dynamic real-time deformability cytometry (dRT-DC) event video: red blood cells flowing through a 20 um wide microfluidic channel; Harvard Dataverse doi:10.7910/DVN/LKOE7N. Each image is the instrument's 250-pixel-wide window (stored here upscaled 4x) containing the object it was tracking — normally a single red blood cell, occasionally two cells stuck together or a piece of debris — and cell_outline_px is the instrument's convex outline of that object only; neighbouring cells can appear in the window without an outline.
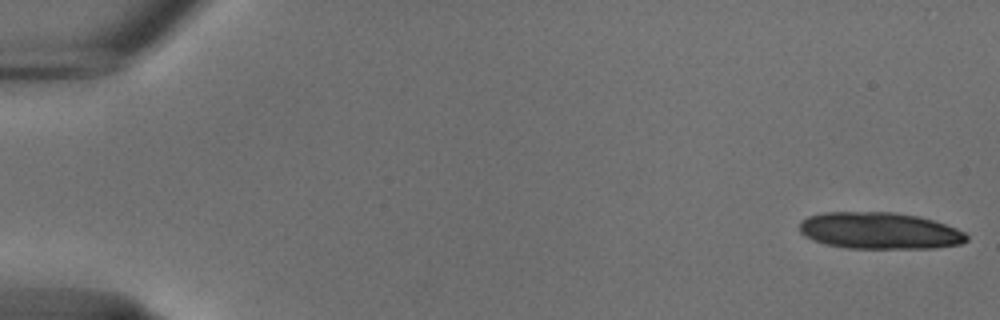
{"species": "common noctule bat (a hibernating species)", "species_latin": "Nyctalus noctula", "temperature_condition": "cold", "stored_images_in_passage": 16, "camera_frame_rate_fps": 3000, "um_per_image_px": 0.085, "animal": {"sex": "male", "body_mass_g": 18.8}, "frame": {"image": 1, "passage_image": 1, "time_ms": 0.0, "image_size_px": [1000, 320], "cell_outline_px": [[968, 240], [960, 244], [924, 248], [852, 248], [828, 244], [816, 240], [808, 236], [800, 228], [800, 224], [804, 220], [812, 216], [828, 212], [888, 212], [916, 216], [932, 220], [944, 224], [964, 232], [968, 236]], "centroid_in_image_um": [74.82, 19.61], "position_along_channel_um": 10.2, "area_um2": 34.68}}